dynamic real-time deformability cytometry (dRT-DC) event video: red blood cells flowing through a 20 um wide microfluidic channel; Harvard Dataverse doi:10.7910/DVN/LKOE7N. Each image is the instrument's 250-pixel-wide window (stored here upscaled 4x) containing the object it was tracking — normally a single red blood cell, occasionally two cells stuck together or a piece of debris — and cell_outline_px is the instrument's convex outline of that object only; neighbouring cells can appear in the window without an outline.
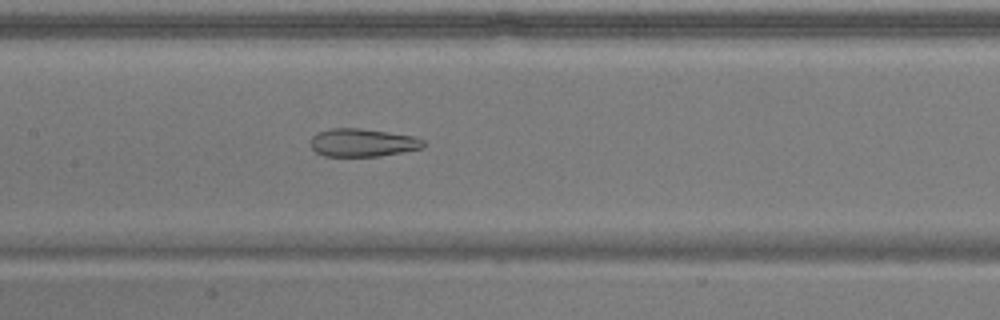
{"species": "common noctule bat (a hibernating species)", "species_latin": "Nyctalus noctula", "temperature_condition": "warm", "stored_images_in_passage": 48, "camera_frame_rate_fps": 3000, "um_per_image_px": 0.085, "animal": {"sex": "male", "body_mass_g": 17.9}, "frame": {"image": 1, "passage_image": 26, "time_ms": 8.333, "image_size_px": [1000, 320], "cell_outline_px": [[428, 144], [424, 148], [380, 156], [324, 156], [316, 152], [312, 148], [312, 136], [316, 132], [332, 128], [360, 128], [416, 136], [424, 140]], "centroid_in_image_um": [30.88, 12.12], "position_along_channel_um": 176.5, "area_um2": 18.61}}
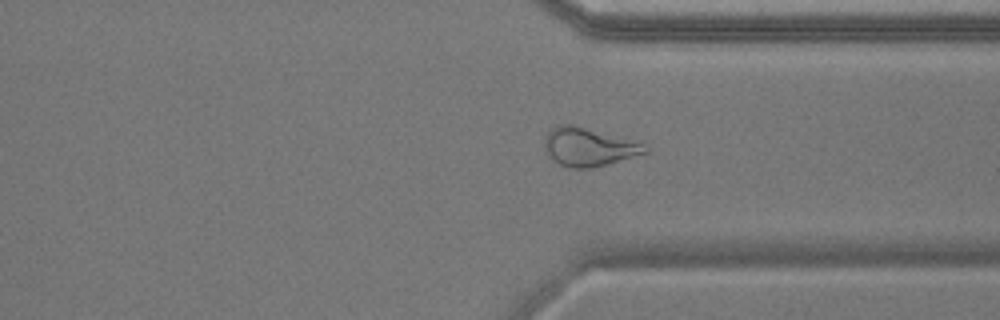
{"frame": {"image": 2, "passage_image": 41, "time_ms": 13.333, "image_size_px": [1000, 320], "cell_outline_px": [[648, 152], [592, 168], [568, 168], [552, 160], [544, 152], [544, 136], [556, 124], [576, 124], [644, 144], [648, 148]], "centroid_in_image_um": [49.95, 12.48], "position_along_channel_um": 361.4, "area_um2": 22.6}}
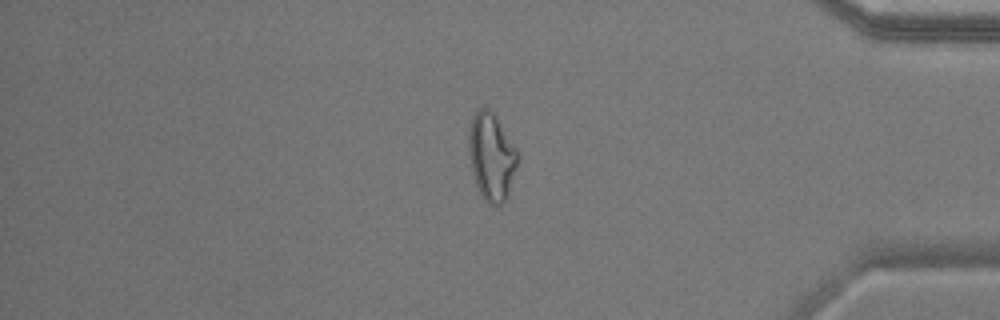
{"frame": {"image": 3, "passage_image": 46, "time_ms": 15.0, "image_size_px": [1000, 320], "cell_outline_px": [[520, 156], [508, 196], [496, 208], [488, 204], [484, 200], [476, 184], [472, 172], [468, 148], [468, 132], [472, 116], [480, 108], [488, 108], [496, 116], [516, 148]], "centroid_in_image_um": [41.78, 13.34], "position_along_channel_um": 393.4, "area_um2": 25.14}}